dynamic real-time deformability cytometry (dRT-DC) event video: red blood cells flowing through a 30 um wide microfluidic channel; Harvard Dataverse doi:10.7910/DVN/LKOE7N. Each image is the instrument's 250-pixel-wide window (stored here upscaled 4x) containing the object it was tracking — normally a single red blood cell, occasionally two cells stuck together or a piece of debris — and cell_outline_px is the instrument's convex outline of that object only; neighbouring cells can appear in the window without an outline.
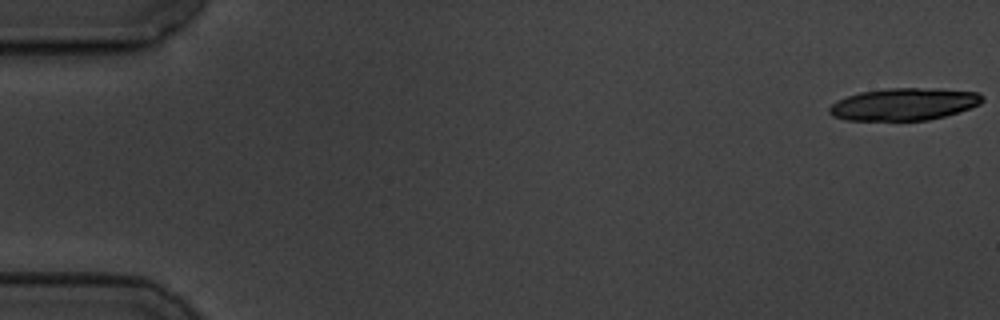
{"species": "common noctule bat (a hibernating species)", "species_latin": "Nyctalus noctula", "temperature_condition": "cold", "stored_images_in_passage": 20, "camera_frame_rate_fps": 3000, "um_per_image_px": 0.085, "animal": {"sex": "male", "body_mass_g": 19.5, "forearm_length_mm": 54.6}, "frame": {"image": 1, "passage_image": 1, "time_ms": 0.0, "image_size_px": [1000, 320], "cell_outline_px": [[984, 100], [980, 104], [944, 116], [928, 120], [844, 120], [832, 116], [828, 112], [828, 108], [836, 100], [860, 92], [884, 88], [936, 88], [980, 92], [984, 96]], "centroid_in_image_um": [76.83, 8.84], "position_along_channel_um": 8.2, "area_um2": 28.9}}